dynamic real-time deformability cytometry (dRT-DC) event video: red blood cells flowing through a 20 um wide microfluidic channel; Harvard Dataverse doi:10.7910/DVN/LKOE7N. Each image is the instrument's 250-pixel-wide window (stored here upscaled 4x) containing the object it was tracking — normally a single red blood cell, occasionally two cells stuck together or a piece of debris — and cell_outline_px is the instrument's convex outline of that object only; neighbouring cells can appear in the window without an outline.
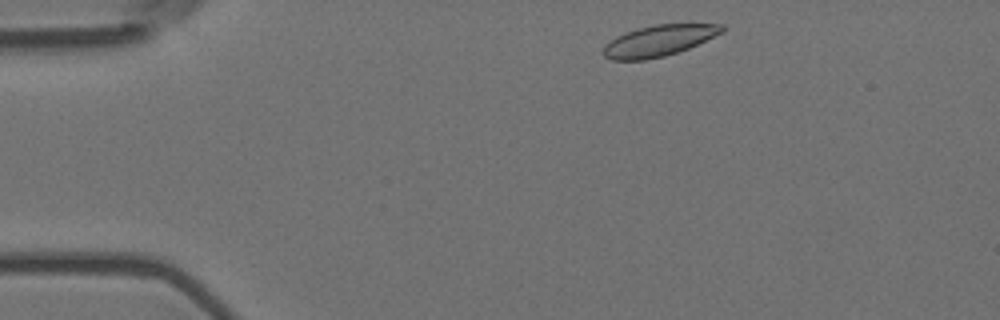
{"species": "Egyptian fruit bat (a non-hibernating species)", "species_latin": "Rousettus aegyptiacus", "temperature_condition": "room temperature", "stored_images_in_passage": 17, "camera_frame_rate_fps": 3000, "um_per_image_px": 0.085, "animal": {"sex": "female"}, "frame": {"image": 1, "passage_image": 2, "time_ms": 0.333, "image_size_px": [1000, 320], "cell_outline_px": [[724, 32], [688, 48], [664, 56], [644, 60], [612, 60], [604, 56], [600, 52], [604, 44], [616, 36], [624, 32], [636, 28], [656, 24], [724, 24]], "centroid_in_image_um": [55.94, 3.45], "position_along_channel_um": 29.1, "area_um2": 21.62}}
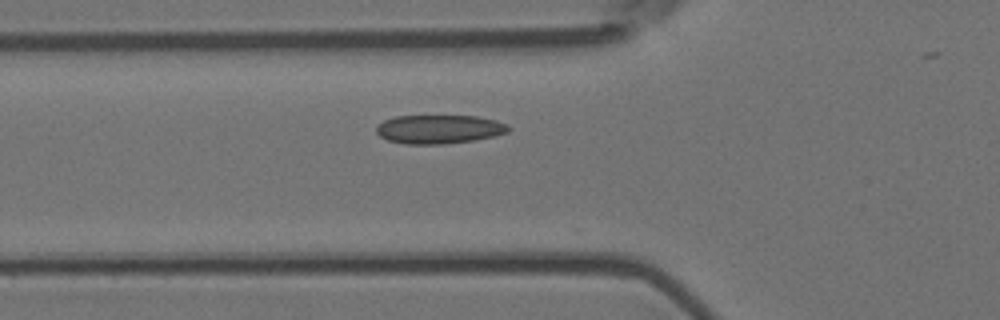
{"frame": {"image": 2, "passage_image": 12, "time_ms": 3.667, "image_size_px": [1000, 320], "cell_outline_px": [[512, 128], [508, 132], [476, 140], [444, 144], [408, 144], [388, 140], [380, 136], [376, 132], [376, 128], [384, 120], [396, 116], [476, 116], [496, 120], [508, 124]], "centroid_in_image_um": [37.36, 10.98], "position_along_channel_um": 88.4, "area_um2": 22.14}}
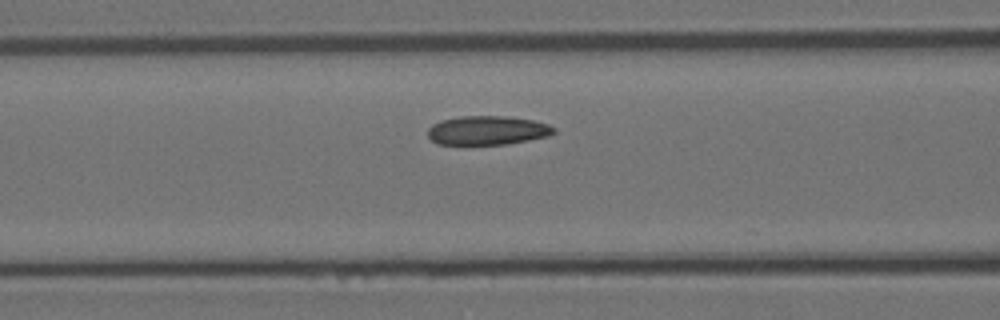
{"frame": {"image": 3, "passage_image": 15, "time_ms": 4.667, "image_size_px": [1000, 320], "cell_outline_px": [[556, 132], [548, 136], [508, 144], [436, 144], [428, 136], [428, 128], [432, 124], [440, 120], [460, 116], [508, 116], [532, 120], [548, 124], [556, 128]], "centroid_in_image_um": [41.43, 11.07], "position_along_channel_um": 125.2, "area_um2": 21.39}}